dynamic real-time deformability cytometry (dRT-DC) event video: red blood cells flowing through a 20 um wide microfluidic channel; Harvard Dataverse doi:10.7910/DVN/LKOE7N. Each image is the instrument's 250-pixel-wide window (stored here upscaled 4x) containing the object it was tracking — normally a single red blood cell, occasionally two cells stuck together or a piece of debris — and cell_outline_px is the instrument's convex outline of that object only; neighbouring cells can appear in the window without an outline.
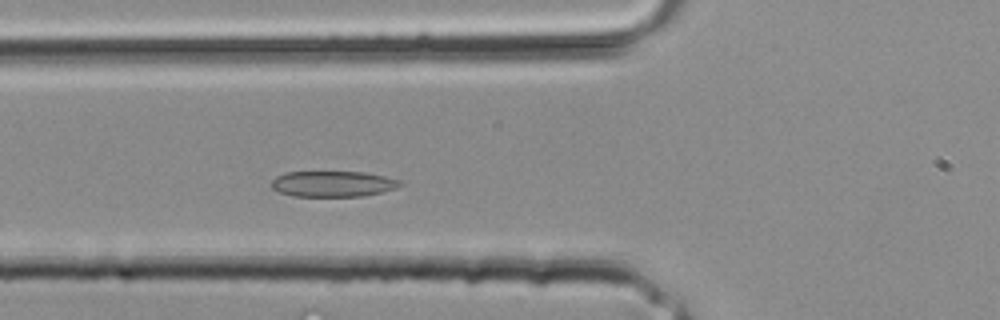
{"species": "common noctule bat (a hibernating species)", "species_latin": "Nyctalus noctula", "temperature_condition": "room temperature", "stored_images_in_passage": 31, "camera_frame_rate_fps": 3000, "um_per_image_px": 0.085, "animal": {"sex": "male", "body_mass_g": 20.4}, "frame": {"image": 1, "passage_image": 9, "time_ms": 2.667, "image_size_px": [1000, 320], "cell_outline_px": [[400, 184], [396, 188], [364, 196], [292, 196], [280, 192], [272, 188], [272, 180], [276, 176], [284, 172], [364, 172], [384, 176], [400, 180]], "centroid_in_image_um": [28.26, 15.62], "position_along_channel_um": 97.5, "area_um2": 19.19}}
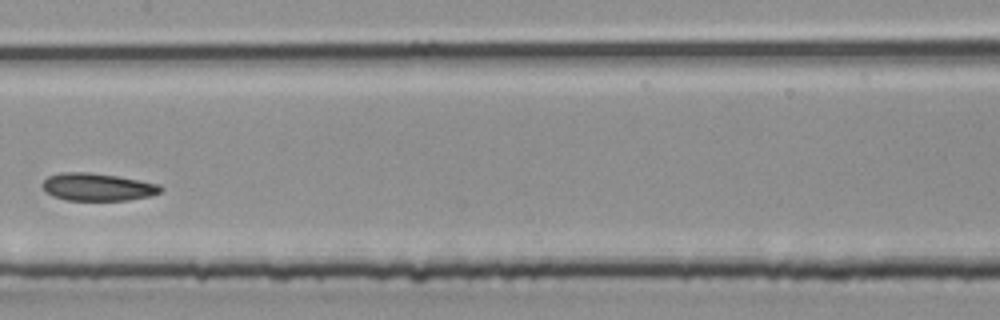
{"frame": {"image": 2, "passage_image": 14, "time_ms": 4.333, "image_size_px": [1000, 320], "cell_outline_px": [[164, 188], [160, 192], [148, 196], [128, 200], [68, 200], [52, 196], [40, 184], [48, 176], [60, 172], [88, 172], [116, 176], [160, 184]], "centroid_in_image_um": [8.28, 15.89], "position_along_channel_um": 199.1, "area_um2": 18.9}}
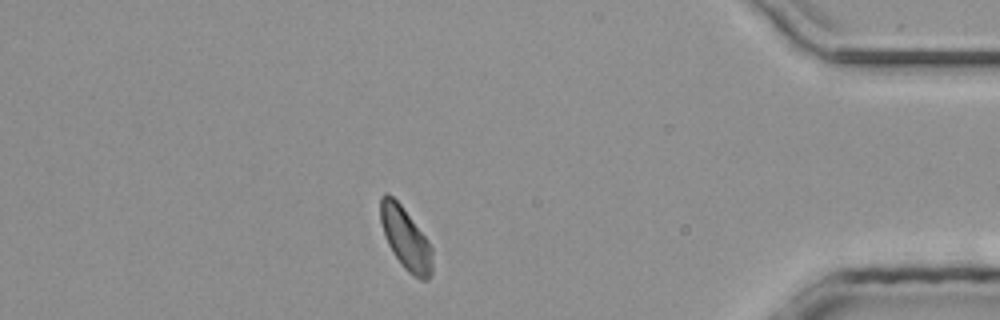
{"frame": {"image": 3, "passage_image": 26, "time_ms": 8.333, "image_size_px": [1000, 320], "cell_outline_px": [[432, 272], [428, 280], [420, 280], [408, 272], [404, 268], [392, 252], [388, 244], [380, 220], [380, 196], [384, 192], [388, 192], [400, 204], [428, 240], [432, 248]], "centroid_in_image_um": [34.47, 20.27], "position_along_channel_um": 400.7, "area_um2": 18.73}}